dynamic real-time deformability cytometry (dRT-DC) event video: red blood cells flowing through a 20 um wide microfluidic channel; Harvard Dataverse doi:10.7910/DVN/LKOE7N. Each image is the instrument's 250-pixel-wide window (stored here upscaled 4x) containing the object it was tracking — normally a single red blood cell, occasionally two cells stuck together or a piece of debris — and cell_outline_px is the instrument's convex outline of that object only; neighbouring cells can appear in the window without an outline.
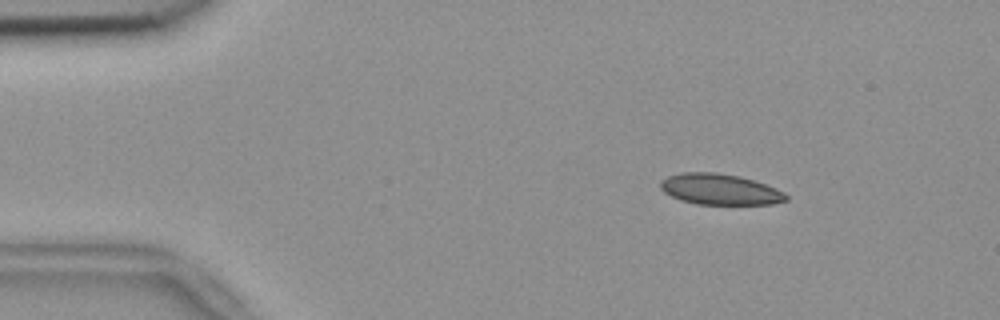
{"species": "common noctule bat (a hibernating species)", "species_latin": "Nyctalus noctula", "temperature_condition": "room temperature", "stored_images_in_passage": 50, "camera_frame_rate_fps": 3000, "um_per_image_px": 0.085, "animal": {"sex": "female", "body_mass_g": 18.4}, "frame": {"image": 1, "passage_image": 4, "time_ms": 1.0, "image_size_px": [1000, 320], "cell_outline_px": [[788, 200], [772, 204], [696, 204], [680, 200], [664, 192], [660, 188], [660, 180], [668, 176], [680, 172], [716, 172], [740, 176], [776, 188], [784, 192], [788, 196]], "centroid_in_image_um": [61.17, 16.09], "position_along_channel_um": 23.8, "area_um2": 22.66}}
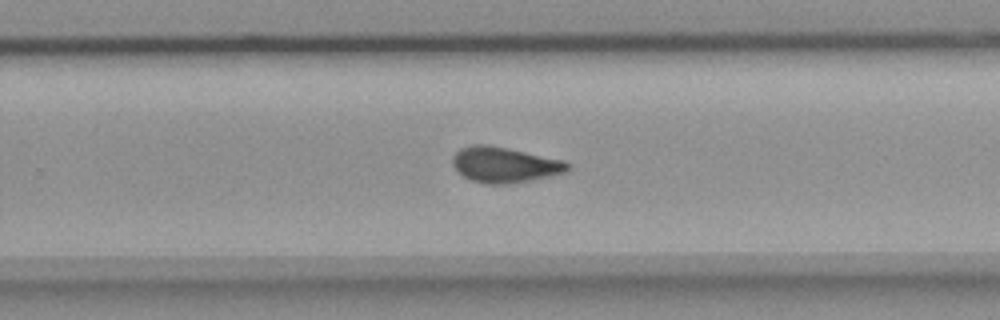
{"frame": {"image": 2, "passage_image": 31, "time_ms": 10.0, "image_size_px": [1000, 320], "cell_outline_px": [[572, 168], [568, 172], [508, 184], [484, 184], [472, 180], [456, 172], [452, 164], [452, 156], [460, 148], [472, 144], [488, 144], [508, 148], [564, 160], [572, 164]], "centroid_in_image_um": [42.89, 13.99], "position_along_channel_um": 286.9, "area_um2": 24.1}}
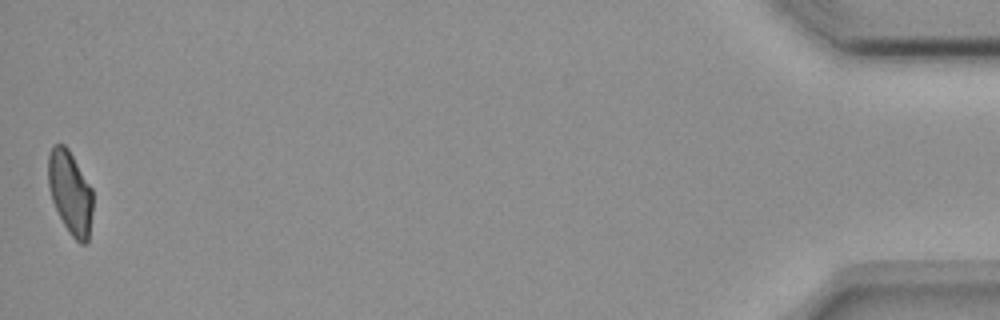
{"frame": {"image": 3, "passage_image": 50, "time_ms": 16.333, "image_size_px": [1000, 320], "cell_outline_px": [[92, 212], [88, 240], [84, 244], [80, 244], [72, 236], [64, 224], [52, 200], [48, 184], [48, 156], [52, 144], [64, 144], [68, 148], [92, 188]], "centroid_in_image_um": [5.96, 16.33], "position_along_channel_um": 429.2, "area_um2": 21.5}, "authors_computed_cell_mechanics": {"area_um2": 23.3512, "velocity_mm_per_s": 3.7313, "shape_relaxation_time_tau1_ms": null, "shape_relaxation_time_tau2_ms": 1.8549, "deformation_change_tau1": null, "deformation_change_tau2": 0.0714}}